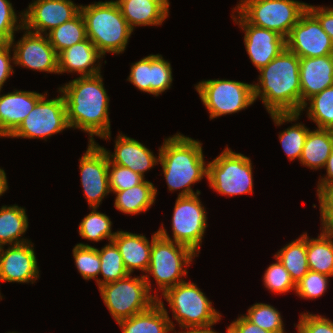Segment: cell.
<instances>
[{
	"mask_svg": "<svg viewBox=\"0 0 333 333\" xmlns=\"http://www.w3.org/2000/svg\"><path fill=\"white\" fill-rule=\"evenodd\" d=\"M58 90L65 99L70 128L81 129L89 134V142H95L94 136L104 140L111 139L110 98L104 88L101 73L79 76L60 86Z\"/></svg>",
	"mask_w": 333,
	"mask_h": 333,
	"instance_id": "6da1fadb",
	"label": "cell"
},
{
	"mask_svg": "<svg viewBox=\"0 0 333 333\" xmlns=\"http://www.w3.org/2000/svg\"><path fill=\"white\" fill-rule=\"evenodd\" d=\"M300 58L287 48L259 70L258 83H253L254 100L258 98L266 111L300 113Z\"/></svg>",
	"mask_w": 333,
	"mask_h": 333,
	"instance_id": "7a4b0ae2",
	"label": "cell"
},
{
	"mask_svg": "<svg viewBox=\"0 0 333 333\" xmlns=\"http://www.w3.org/2000/svg\"><path fill=\"white\" fill-rule=\"evenodd\" d=\"M159 163L169 191H181L178 196L201 194L191 188L204 177L207 179L208 163H205L202 143L179 132L164 139L159 147Z\"/></svg>",
	"mask_w": 333,
	"mask_h": 333,
	"instance_id": "3957f363",
	"label": "cell"
},
{
	"mask_svg": "<svg viewBox=\"0 0 333 333\" xmlns=\"http://www.w3.org/2000/svg\"><path fill=\"white\" fill-rule=\"evenodd\" d=\"M86 24V36L105 56L123 53L133 33L115 0L80 6Z\"/></svg>",
	"mask_w": 333,
	"mask_h": 333,
	"instance_id": "277c9868",
	"label": "cell"
},
{
	"mask_svg": "<svg viewBox=\"0 0 333 333\" xmlns=\"http://www.w3.org/2000/svg\"><path fill=\"white\" fill-rule=\"evenodd\" d=\"M195 257H198L189 247L166 239L158 234L152 244L150 264L145 277L149 292L152 293L150 275L156 281L163 295L169 288L184 282L189 267ZM185 266V267H184ZM184 267V268H183Z\"/></svg>",
	"mask_w": 333,
	"mask_h": 333,
	"instance_id": "5b68a950",
	"label": "cell"
},
{
	"mask_svg": "<svg viewBox=\"0 0 333 333\" xmlns=\"http://www.w3.org/2000/svg\"><path fill=\"white\" fill-rule=\"evenodd\" d=\"M162 296L183 331L213 327L222 318L197 284L188 280L169 288Z\"/></svg>",
	"mask_w": 333,
	"mask_h": 333,
	"instance_id": "8992f818",
	"label": "cell"
},
{
	"mask_svg": "<svg viewBox=\"0 0 333 333\" xmlns=\"http://www.w3.org/2000/svg\"><path fill=\"white\" fill-rule=\"evenodd\" d=\"M98 289L116 323L148 310L159 298L157 293L154 296L149 292L143 275L129 274Z\"/></svg>",
	"mask_w": 333,
	"mask_h": 333,
	"instance_id": "52a82bcc",
	"label": "cell"
},
{
	"mask_svg": "<svg viewBox=\"0 0 333 333\" xmlns=\"http://www.w3.org/2000/svg\"><path fill=\"white\" fill-rule=\"evenodd\" d=\"M251 159L232 151L227 145L214 160L208 162L209 187L228 197L253 193Z\"/></svg>",
	"mask_w": 333,
	"mask_h": 333,
	"instance_id": "ba28073f",
	"label": "cell"
},
{
	"mask_svg": "<svg viewBox=\"0 0 333 333\" xmlns=\"http://www.w3.org/2000/svg\"><path fill=\"white\" fill-rule=\"evenodd\" d=\"M307 4L297 0H240L235 9L250 24L275 31L286 39Z\"/></svg>",
	"mask_w": 333,
	"mask_h": 333,
	"instance_id": "9c48e42d",
	"label": "cell"
},
{
	"mask_svg": "<svg viewBox=\"0 0 333 333\" xmlns=\"http://www.w3.org/2000/svg\"><path fill=\"white\" fill-rule=\"evenodd\" d=\"M209 118L238 113L251 106L254 100L253 83L236 80L209 79L195 85Z\"/></svg>",
	"mask_w": 333,
	"mask_h": 333,
	"instance_id": "30bf717a",
	"label": "cell"
},
{
	"mask_svg": "<svg viewBox=\"0 0 333 333\" xmlns=\"http://www.w3.org/2000/svg\"><path fill=\"white\" fill-rule=\"evenodd\" d=\"M199 195L176 198L171 220L173 238L163 227L164 224H161L162 226L158 229L162 237L189 247L197 255L200 253L202 239L208 226L206 208Z\"/></svg>",
	"mask_w": 333,
	"mask_h": 333,
	"instance_id": "8fae6325",
	"label": "cell"
},
{
	"mask_svg": "<svg viewBox=\"0 0 333 333\" xmlns=\"http://www.w3.org/2000/svg\"><path fill=\"white\" fill-rule=\"evenodd\" d=\"M48 99L47 93L36 103L32 111L8 138L45 139L70 129L63 94Z\"/></svg>",
	"mask_w": 333,
	"mask_h": 333,
	"instance_id": "7c38bea8",
	"label": "cell"
},
{
	"mask_svg": "<svg viewBox=\"0 0 333 333\" xmlns=\"http://www.w3.org/2000/svg\"><path fill=\"white\" fill-rule=\"evenodd\" d=\"M286 48L299 58L333 55V42L318 19L307 9L286 38Z\"/></svg>",
	"mask_w": 333,
	"mask_h": 333,
	"instance_id": "4fadbf2b",
	"label": "cell"
},
{
	"mask_svg": "<svg viewBox=\"0 0 333 333\" xmlns=\"http://www.w3.org/2000/svg\"><path fill=\"white\" fill-rule=\"evenodd\" d=\"M81 185L90 208L102 204L109 195L108 166L109 159L104 149L96 142H89L86 152L79 158Z\"/></svg>",
	"mask_w": 333,
	"mask_h": 333,
	"instance_id": "5bb4252c",
	"label": "cell"
},
{
	"mask_svg": "<svg viewBox=\"0 0 333 333\" xmlns=\"http://www.w3.org/2000/svg\"><path fill=\"white\" fill-rule=\"evenodd\" d=\"M24 34L17 42H10L14 53V64L39 72L58 74V54L46 34H38L22 28Z\"/></svg>",
	"mask_w": 333,
	"mask_h": 333,
	"instance_id": "9a60e30c",
	"label": "cell"
},
{
	"mask_svg": "<svg viewBox=\"0 0 333 333\" xmlns=\"http://www.w3.org/2000/svg\"><path fill=\"white\" fill-rule=\"evenodd\" d=\"M233 9L231 17L244 31L246 52L259 71L286 49V39L275 31L250 24L235 8Z\"/></svg>",
	"mask_w": 333,
	"mask_h": 333,
	"instance_id": "2e32d148",
	"label": "cell"
},
{
	"mask_svg": "<svg viewBox=\"0 0 333 333\" xmlns=\"http://www.w3.org/2000/svg\"><path fill=\"white\" fill-rule=\"evenodd\" d=\"M80 6L72 0H33L23 10V27L34 33L47 34L74 18L80 12Z\"/></svg>",
	"mask_w": 333,
	"mask_h": 333,
	"instance_id": "e0dca14e",
	"label": "cell"
},
{
	"mask_svg": "<svg viewBox=\"0 0 333 333\" xmlns=\"http://www.w3.org/2000/svg\"><path fill=\"white\" fill-rule=\"evenodd\" d=\"M39 267L30 241L19 245L0 247V282L34 284L39 279ZM0 298L3 296L0 292Z\"/></svg>",
	"mask_w": 333,
	"mask_h": 333,
	"instance_id": "ac0fdd59",
	"label": "cell"
},
{
	"mask_svg": "<svg viewBox=\"0 0 333 333\" xmlns=\"http://www.w3.org/2000/svg\"><path fill=\"white\" fill-rule=\"evenodd\" d=\"M127 80L141 92L157 97L171 88L172 67L161 54H150L131 64Z\"/></svg>",
	"mask_w": 333,
	"mask_h": 333,
	"instance_id": "d6986e66",
	"label": "cell"
},
{
	"mask_svg": "<svg viewBox=\"0 0 333 333\" xmlns=\"http://www.w3.org/2000/svg\"><path fill=\"white\" fill-rule=\"evenodd\" d=\"M111 163L130 168L145 178L144 173L159 164L156 156L141 142L119 132L115 140L114 152L101 146Z\"/></svg>",
	"mask_w": 333,
	"mask_h": 333,
	"instance_id": "ffe728a7",
	"label": "cell"
},
{
	"mask_svg": "<svg viewBox=\"0 0 333 333\" xmlns=\"http://www.w3.org/2000/svg\"><path fill=\"white\" fill-rule=\"evenodd\" d=\"M46 93L14 89L0 95V137H9Z\"/></svg>",
	"mask_w": 333,
	"mask_h": 333,
	"instance_id": "44dd1931",
	"label": "cell"
},
{
	"mask_svg": "<svg viewBox=\"0 0 333 333\" xmlns=\"http://www.w3.org/2000/svg\"><path fill=\"white\" fill-rule=\"evenodd\" d=\"M102 58L93 42L86 38L58 54V74L78 73L80 77L100 74Z\"/></svg>",
	"mask_w": 333,
	"mask_h": 333,
	"instance_id": "7402d4cb",
	"label": "cell"
},
{
	"mask_svg": "<svg viewBox=\"0 0 333 333\" xmlns=\"http://www.w3.org/2000/svg\"><path fill=\"white\" fill-rule=\"evenodd\" d=\"M301 108L312 96L333 85V55L300 58Z\"/></svg>",
	"mask_w": 333,
	"mask_h": 333,
	"instance_id": "603a6c76",
	"label": "cell"
},
{
	"mask_svg": "<svg viewBox=\"0 0 333 333\" xmlns=\"http://www.w3.org/2000/svg\"><path fill=\"white\" fill-rule=\"evenodd\" d=\"M158 234V231L153 233L152 239L149 241L143 234L117 231L112 242L118 248L129 274H132L134 270H141L146 274L150 264L153 240Z\"/></svg>",
	"mask_w": 333,
	"mask_h": 333,
	"instance_id": "cb8c5ba5",
	"label": "cell"
},
{
	"mask_svg": "<svg viewBox=\"0 0 333 333\" xmlns=\"http://www.w3.org/2000/svg\"><path fill=\"white\" fill-rule=\"evenodd\" d=\"M305 102L300 113H272L270 114L274 124L280 126L286 122L297 121L307 109L308 120L316 123L319 129L333 130V85L325 88L322 92L312 96ZM308 106V107H307Z\"/></svg>",
	"mask_w": 333,
	"mask_h": 333,
	"instance_id": "d4e9b609",
	"label": "cell"
},
{
	"mask_svg": "<svg viewBox=\"0 0 333 333\" xmlns=\"http://www.w3.org/2000/svg\"><path fill=\"white\" fill-rule=\"evenodd\" d=\"M134 31L137 26H158L169 16V0H115Z\"/></svg>",
	"mask_w": 333,
	"mask_h": 333,
	"instance_id": "484cf974",
	"label": "cell"
},
{
	"mask_svg": "<svg viewBox=\"0 0 333 333\" xmlns=\"http://www.w3.org/2000/svg\"><path fill=\"white\" fill-rule=\"evenodd\" d=\"M122 333H175L164 302L157 299L148 310L117 322Z\"/></svg>",
	"mask_w": 333,
	"mask_h": 333,
	"instance_id": "4316f807",
	"label": "cell"
},
{
	"mask_svg": "<svg viewBox=\"0 0 333 333\" xmlns=\"http://www.w3.org/2000/svg\"><path fill=\"white\" fill-rule=\"evenodd\" d=\"M157 188L148 180L122 191H110L115 194L114 206L124 214L136 215L146 213L153 204L157 195Z\"/></svg>",
	"mask_w": 333,
	"mask_h": 333,
	"instance_id": "83f0119b",
	"label": "cell"
},
{
	"mask_svg": "<svg viewBox=\"0 0 333 333\" xmlns=\"http://www.w3.org/2000/svg\"><path fill=\"white\" fill-rule=\"evenodd\" d=\"M332 150L333 130L319 128L309 130L299 161L310 170L323 169Z\"/></svg>",
	"mask_w": 333,
	"mask_h": 333,
	"instance_id": "f1b7e54d",
	"label": "cell"
},
{
	"mask_svg": "<svg viewBox=\"0 0 333 333\" xmlns=\"http://www.w3.org/2000/svg\"><path fill=\"white\" fill-rule=\"evenodd\" d=\"M28 216L24 207L3 205L0 208V247L30 242L22 237L28 229ZM22 237V238H21Z\"/></svg>",
	"mask_w": 333,
	"mask_h": 333,
	"instance_id": "f546056e",
	"label": "cell"
},
{
	"mask_svg": "<svg viewBox=\"0 0 333 333\" xmlns=\"http://www.w3.org/2000/svg\"><path fill=\"white\" fill-rule=\"evenodd\" d=\"M309 270L333 277V233L321 230L317 238L306 233Z\"/></svg>",
	"mask_w": 333,
	"mask_h": 333,
	"instance_id": "4dcf8cb0",
	"label": "cell"
},
{
	"mask_svg": "<svg viewBox=\"0 0 333 333\" xmlns=\"http://www.w3.org/2000/svg\"><path fill=\"white\" fill-rule=\"evenodd\" d=\"M290 273L294 283H298L309 271L306 255V232L298 239L286 244L274 255Z\"/></svg>",
	"mask_w": 333,
	"mask_h": 333,
	"instance_id": "1f68e13d",
	"label": "cell"
},
{
	"mask_svg": "<svg viewBox=\"0 0 333 333\" xmlns=\"http://www.w3.org/2000/svg\"><path fill=\"white\" fill-rule=\"evenodd\" d=\"M46 35L57 54L76 43L84 41L87 36L82 13L79 12L74 18L53 28Z\"/></svg>",
	"mask_w": 333,
	"mask_h": 333,
	"instance_id": "d6a6232c",
	"label": "cell"
},
{
	"mask_svg": "<svg viewBox=\"0 0 333 333\" xmlns=\"http://www.w3.org/2000/svg\"><path fill=\"white\" fill-rule=\"evenodd\" d=\"M97 250L101 260L99 275L104 277L103 279L98 278L96 281L98 287L129 275L123 263V258L113 242H109L101 250L98 248Z\"/></svg>",
	"mask_w": 333,
	"mask_h": 333,
	"instance_id": "836d02e7",
	"label": "cell"
},
{
	"mask_svg": "<svg viewBox=\"0 0 333 333\" xmlns=\"http://www.w3.org/2000/svg\"><path fill=\"white\" fill-rule=\"evenodd\" d=\"M97 207H92L91 212L85 216L79 224L78 231L81 238L93 242H99L112 239L116 236V232H112V221L104 213L98 212Z\"/></svg>",
	"mask_w": 333,
	"mask_h": 333,
	"instance_id": "e575fe53",
	"label": "cell"
},
{
	"mask_svg": "<svg viewBox=\"0 0 333 333\" xmlns=\"http://www.w3.org/2000/svg\"><path fill=\"white\" fill-rule=\"evenodd\" d=\"M244 316L256 326L270 333H286L281 313L270 304L255 303L249 307Z\"/></svg>",
	"mask_w": 333,
	"mask_h": 333,
	"instance_id": "d590c367",
	"label": "cell"
},
{
	"mask_svg": "<svg viewBox=\"0 0 333 333\" xmlns=\"http://www.w3.org/2000/svg\"><path fill=\"white\" fill-rule=\"evenodd\" d=\"M72 253L75 266L81 276L85 280L97 281L101 264L97 248L81 242L74 246Z\"/></svg>",
	"mask_w": 333,
	"mask_h": 333,
	"instance_id": "8d00e7d4",
	"label": "cell"
},
{
	"mask_svg": "<svg viewBox=\"0 0 333 333\" xmlns=\"http://www.w3.org/2000/svg\"><path fill=\"white\" fill-rule=\"evenodd\" d=\"M309 128L302 123H295L279 133V140L289 161L300 160Z\"/></svg>",
	"mask_w": 333,
	"mask_h": 333,
	"instance_id": "74e56055",
	"label": "cell"
},
{
	"mask_svg": "<svg viewBox=\"0 0 333 333\" xmlns=\"http://www.w3.org/2000/svg\"><path fill=\"white\" fill-rule=\"evenodd\" d=\"M273 258H275L276 263L269 265L264 272V287L276 294H285L289 291H295L296 284L291 279L290 273L277 257L274 256Z\"/></svg>",
	"mask_w": 333,
	"mask_h": 333,
	"instance_id": "f35d334b",
	"label": "cell"
},
{
	"mask_svg": "<svg viewBox=\"0 0 333 333\" xmlns=\"http://www.w3.org/2000/svg\"><path fill=\"white\" fill-rule=\"evenodd\" d=\"M17 16L10 0H0V43H10L23 28V11Z\"/></svg>",
	"mask_w": 333,
	"mask_h": 333,
	"instance_id": "ab89813d",
	"label": "cell"
},
{
	"mask_svg": "<svg viewBox=\"0 0 333 333\" xmlns=\"http://www.w3.org/2000/svg\"><path fill=\"white\" fill-rule=\"evenodd\" d=\"M331 276L309 270L307 274L296 283L295 294L302 299H317L328 289V279Z\"/></svg>",
	"mask_w": 333,
	"mask_h": 333,
	"instance_id": "60d3db41",
	"label": "cell"
},
{
	"mask_svg": "<svg viewBox=\"0 0 333 333\" xmlns=\"http://www.w3.org/2000/svg\"><path fill=\"white\" fill-rule=\"evenodd\" d=\"M145 178L130 168L109 161L108 181L110 191H122L140 184Z\"/></svg>",
	"mask_w": 333,
	"mask_h": 333,
	"instance_id": "b9f144b4",
	"label": "cell"
},
{
	"mask_svg": "<svg viewBox=\"0 0 333 333\" xmlns=\"http://www.w3.org/2000/svg\"><path fill=\"white\" fill-rule=\"evenodd\" d=\"M303 313V314H302ZM297 325V333H333V321L322 315L302 312Z\"/></svg>",
	"mask_w": 333,
	"mask_h": 333,
	"instance_id": "7bdbcfd3",
	"label": "cell"
},
{
	"mask_svg": "<svg viewBox=\"0 0 333 333\" xmlns=\"http://www.w3.org/2000/svg\"><path fill=\"white\" fill-rule=\"evenodd\" d=\"M321 216L320 230L333 233V186L323 187L317 192Z\"/></svg>",
	"mask_w": 333,
	"mask_h": 333,
	"instance_id": "ee69618b",
	"label": "cell"
},
{
	"mask_svg": "<svg viewBox=\"0 0 333 333\" xmlns=\"http://www.w3.org/2000/svg\"><path fill=\"white\" fill-rule=\"evenodd\" d=\"M11 51H13V48L10 43H0V90H2L10 75L14 73L13 65H11V63H15L14 53H11ZM11 54L13 55L11 56Z\"/></svg>",
	"mask_w": 333,
	"mask_h": 333,
	"instance_id": "f6af8a7d",
	"label": "cell"
},
{
	"mask_svg": "<svg viewBox=\"0 0 333 333\" xmlns=\"http://www.w3.org/2000/svg\"><path fill=\"white\" fill-rule=\"evenodd\" d=\"M307 9L318 19L322 29L330 36L333 42V7L307 4Z\"/></svg>",
	"mask_w": 333,
	"mask_h": 333,
	"instance_id": "bcb514c9",
	"label": "cell"
},
{
	"mask_svg": "<svg viewBox=\"0 0 333 333\" xmlns=\"http://www.w3.org/2000/svg\"><path fill=\"white\" fill-rule=\"evenodd\" d=\"M228 329L230 333H270L250 322L244 314L232 321Z\"/></svg>",
	"mask_w": 333,
	"mask_h": 333,
	"instance_id": "7dc6e473",
	"label": "cell"
},
{
	"mask_svg": "<svg viewBox=\"0 0 333 333\" xmlns=\"http://www.w3.org/2000/svg\"><path fill=\"white\" fill-rule=\"evenodd\" d=\"M324 168L326 169V175L324 177L321 176V179L319 178L317 192L323 187L333 186V150L328 157Z\"/></svg>",
	"mask_w": 333,
	"mask_h": 333,
	"instance_id": "c3c4849f",
	"label": "cell"
},
{
	"mask_svg": "<svg viewBox=\"0 0 333 333\" xmlns=\"http://www.w3.org/2000/svg\"><path fill=\"white\" fill-rule=\"evenodd\" d=\"M8 190L7 176L4 169L0 168V196H3Z\"/></svg>",
	"mask_w": 333,
	"mask_h": 333,
	"instance_id": "681fc988",
	"label": "cell"
},
{
	"mask_svg": "<svg viewBox=\"0 0 333 333\" xmlns=\"http://www.w3.org/2000/svg\"><path fill=\"white\" fill-rule=\"evenodd\" d=\"M175 333H219V332L214 331L213 327H209V328H199V329H187L182 332L180 331ZM226 333H230L228 327L226 329Z\"/></svg>",
	"mask_w": 333,
	"mask_h": 333,
	"instance_id": "f907efd6",
	"label": "cell"
}]
</instances>
